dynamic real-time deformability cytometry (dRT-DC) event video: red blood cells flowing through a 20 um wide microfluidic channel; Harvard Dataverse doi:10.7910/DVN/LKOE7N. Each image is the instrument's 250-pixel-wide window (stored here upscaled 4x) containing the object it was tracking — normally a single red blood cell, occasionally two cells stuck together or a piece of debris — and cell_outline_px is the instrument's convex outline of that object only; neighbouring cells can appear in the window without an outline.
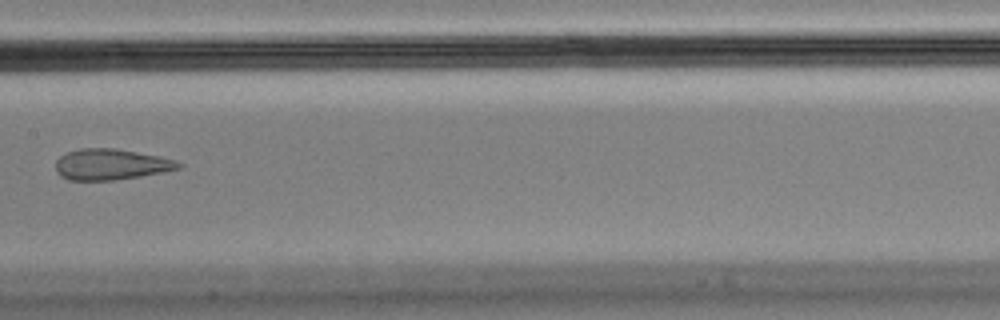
{"species": "Egyptian fruit bat (a non-hibernating species)", "species_latin": "Rousettus aegyptiacus", "temperature_condition": "cold", "stored_images_in_passage": 11, "camera_frame_rate_fps": 3000, "um_per_image_px": 0.085, "animal": {"sex": "male"}, "frame": {"image": 1, "passage_image": 5, "time_ms": 1.333, "image_size_px": [1000, 320], "cell_outline_px": [[184, 164], [180, 168], [164, 172], [140, 176], [112, 180], [68, 180], [60, 176], [56, 172], [56, 160], [60, 156], [68, 152], [80, 148], [116, 148], [160, 156], [176, 160]], "centroid_in_image_um": [9.44, 13.97], "position_along_channel_um": 198.0, "area_um2": 22.25}}